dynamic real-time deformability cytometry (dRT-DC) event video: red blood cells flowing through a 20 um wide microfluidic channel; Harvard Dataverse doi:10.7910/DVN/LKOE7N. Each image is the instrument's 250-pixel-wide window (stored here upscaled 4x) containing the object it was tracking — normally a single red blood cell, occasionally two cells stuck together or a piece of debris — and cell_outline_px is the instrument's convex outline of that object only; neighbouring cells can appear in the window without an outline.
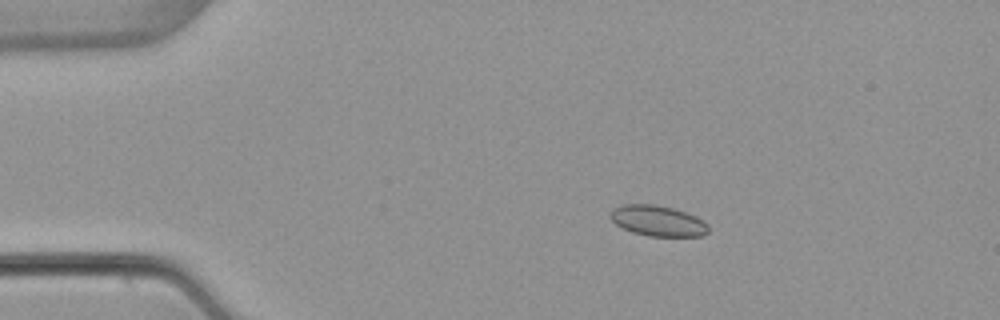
{"species": "common noctule bat (a hibernating species)", "species_latin": "Nyctalus noctula", "temperature_condition": "warm", "stored_images_in_passage": 6, "camera_frame_rate_fps": 3000, "um_per_image_px": 0.085, "animal": {"sex": "female", "body_mass_g": 22.7, "forearm_length_mm": 54.2}, "frame": {"image": 1, "passage_image": 3, "time_ms": 2.333, "image_size_px": [1000, 320], "cell_outline_px": [[708, 232], [704, 236], [648, 236], [632, 232], [616, 224], [608, 216], [612, 208], [620, 204], [656, 204], [672, 208], [696, 216], [704, 220], [708, 224]], "centroid_in_image_um": [55.9, 18.76], "position_along_channel_um": 29.1, "area_um2": 17.69}}
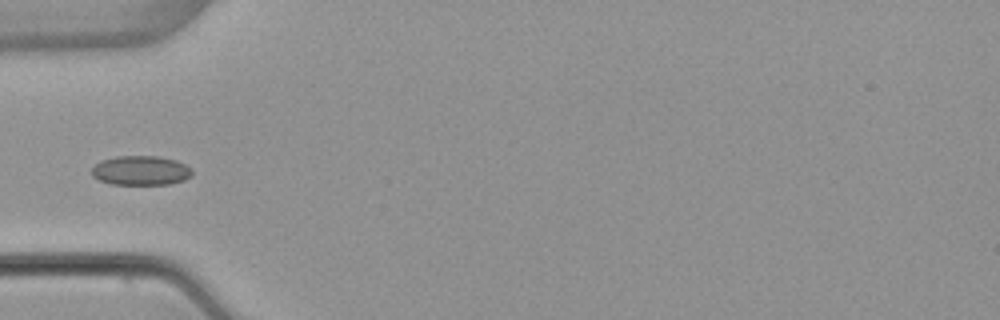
{"frame": {"image": 2, "passage_image": 5, "time_ms": 5.0, "image_size_px": [1000, 320], "cell_outline_px": [[192, 176], [184, 180], [168, 184], [112, 184], [100, 180], [92, 176], [92, 168], [100, 160], [116, 156], [160, 156], [176, 160], [192, 168]], "centroid_in_image_um": [11.98, 14.48], "position_along_channel_um": 73.0, "area_um2": 17.28}}
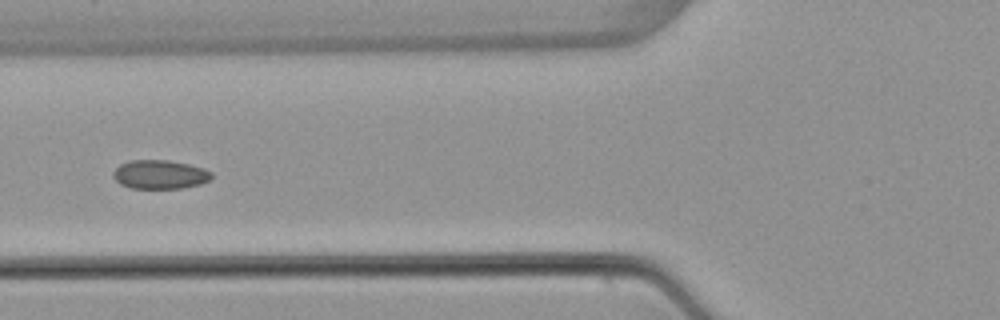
{"frame": {"image": 3, "passage_image": 6, "time_ms": 6.0, "image_size_px": [1000, 320], "cell_outline_px": [[212, 176], [208, 180], [200, 184], [180, 188], [132, 188], [120, 184], [112, 176], [112, 172], [120, 164], [128, 160], [168, 160], [188, 164], [204, 168], [212, 172]], "centroid_in_image_um": [13.56, 14.82], "position_along_channel_um": 112.2, "area_um2": 16.53}}